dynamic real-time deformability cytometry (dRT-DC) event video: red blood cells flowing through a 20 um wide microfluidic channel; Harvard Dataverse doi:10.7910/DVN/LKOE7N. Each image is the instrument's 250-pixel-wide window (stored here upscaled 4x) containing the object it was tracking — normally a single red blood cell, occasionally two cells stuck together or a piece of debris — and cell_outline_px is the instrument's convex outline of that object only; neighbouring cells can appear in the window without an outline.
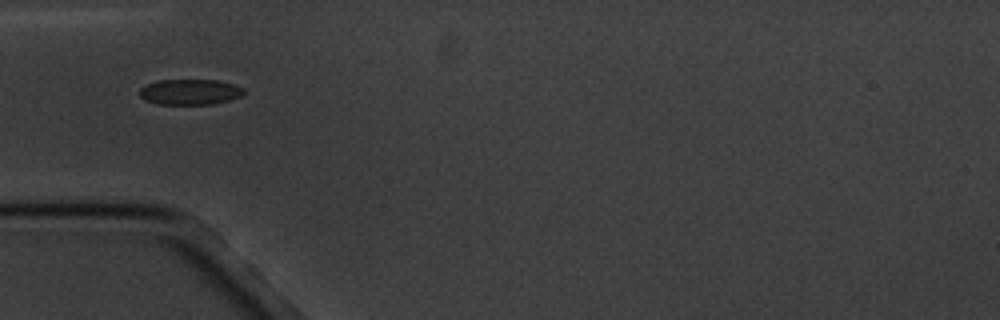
{"species": "common noctule bat (a hibernating species)", "species_latin": "Nyctalus noctula", "temperature_condition": "cold", "stored_images_in_passage": 7, "camera_frame_rate_fps": 3000, "um_per_image_px": 0.085, "animal": {"sex": "male", "body_mass_g": 20.1, "forearm_length_mm": 53.5}, "frame": {"image": 1, "passage_image": 2, "time_ms": 1.333, "image_size_px": [1000, 320], "cell_outline_px": [[244, 92], [240, 96], [228, 100], [212, 104], [156, 104], [144, 100], [140, 96], [140, 88], [148, 84], [160, 80], [216, 80], [232, 84], [244, 88]], "centroid_in_image_um": [16.12, 7.82], "position_along_channel_um": 68.9, "area_um2": 15.37}}
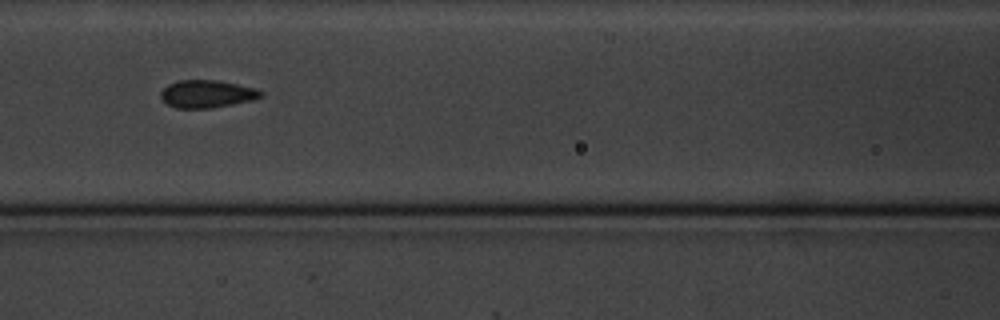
{"frame": {"image": 2, "passage_image": 4, "time_ms": 3.667, "image_size_px": [1000, 320], "cell_outline_px": [[264, 96], [252, 100], [212, 108], [176, 108], [168, 104], [160, 96], [160, 92], [168, 84], [176, 80], [220, 80], [256, 88], [264, 92]], "centroid_in_image_um": [17.61, 7.97], "position_along_channel_um": 149.0, "area_um2": 16.24}}
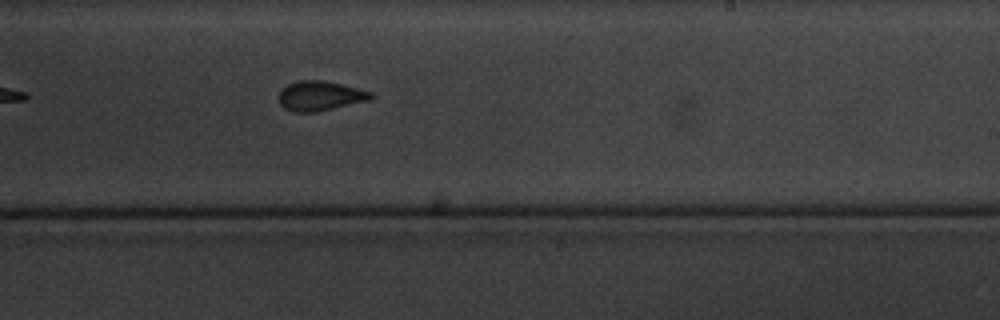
{"frame": {"image": 3, "passage_image": 7, "time_ms": 7.0, "image_size_px": [1000, 320], "cell_outline_px": [[376, 96], [372, 100], [316, 112], [292, 112], [284, 108], [280, 104], [280, 92], [288, 84], [300, 80], [324, 80], [372, 92]], "centroid_in_image_um": [27.25, 8.16], "position_along_channel_um": 261.7, "area_um2": 15.95}}